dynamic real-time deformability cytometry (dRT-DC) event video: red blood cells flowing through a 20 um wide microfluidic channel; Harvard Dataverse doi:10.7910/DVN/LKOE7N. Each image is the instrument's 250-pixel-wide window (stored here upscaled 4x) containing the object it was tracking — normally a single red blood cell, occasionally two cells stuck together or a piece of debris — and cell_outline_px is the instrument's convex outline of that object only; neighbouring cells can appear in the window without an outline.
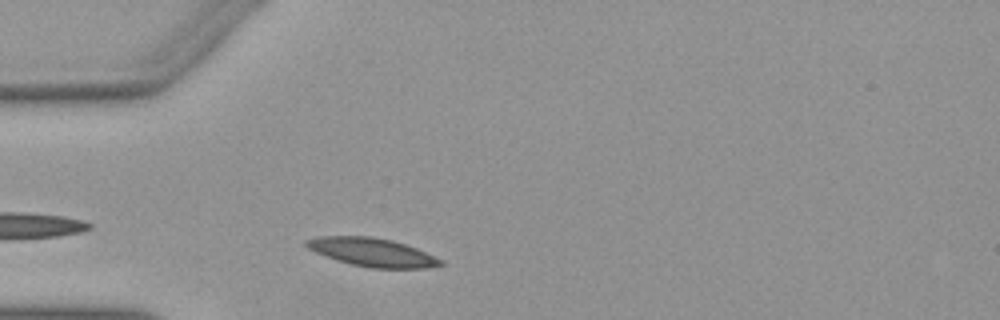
{"species": "Egyptian fruit bat (a non-hibernating species)", "species_latin": "Rousettus aegyptiacus", "temperature_condition": "warm", "stored_images_in_passage": 5, "camera_frame_rate_fps": 3000, "um_per_image_px": 0.085, "animal": {"sex": "female"}, "frame": {"image": 1, "passage_image": 2, "time_ms": 0.333, "image_size_px": [1000, 320], "cell_outline_px": [[444, 264], [424, 268], [372, 268], [352, 264], [336, 260], [316, 252], [308, 248], [304, 244], [304, 240], [320, 236], [372, 236], [392, 240], [416, 248], [444, 260]], "centroid_in_image_um": [31.63, 21.43], "position_along_channel_um": 53.4, "area_um2": 22.14}}